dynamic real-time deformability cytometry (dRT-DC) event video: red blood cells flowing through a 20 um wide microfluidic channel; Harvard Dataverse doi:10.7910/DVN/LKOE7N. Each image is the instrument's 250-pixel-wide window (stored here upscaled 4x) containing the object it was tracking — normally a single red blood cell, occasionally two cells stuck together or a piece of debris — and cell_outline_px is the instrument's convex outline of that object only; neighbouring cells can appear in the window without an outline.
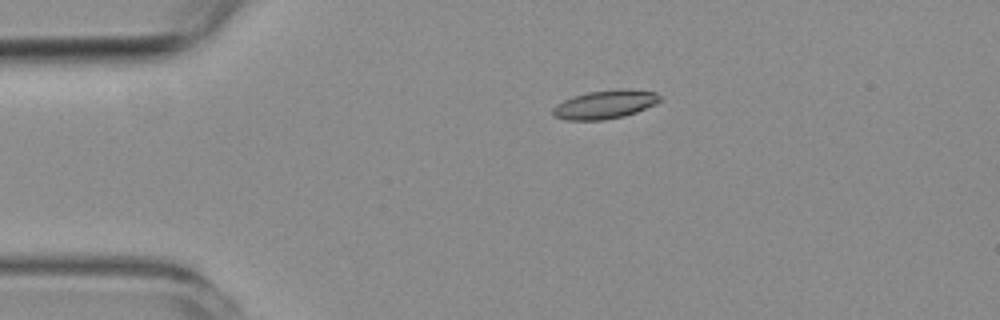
{"species": "common noctule bat (a hibernating species)", "species_latin": "Nyctalus noctula", "temperature_condition": "room temperature", "stored_images_in_passage": 44, "camera_frame_rate_fps": 3000, "um_per_image_px": 0.085, "animal": {"sex": "female", "body_mass_g": 19.3, "forearm_length_mm": 54.1}, "frame": {"image": 1, "passage_image": 1, "time_ms": 0.0, "image_size_px": [1000, 320], "cell_outline_px": [[660, 100], [656, 104], [636, 112], [624, 116], [604, 120], [564, 120], [552, 116], [552, 108], [556, 104], [572, 96], [588, 92], [620, 88], [624, 88], [656, 92], [660, 96]], "centroid_in_image_um": [51.39, 8.88], "position_along_channel_um": 33.6, "area_um2": 18.03}}
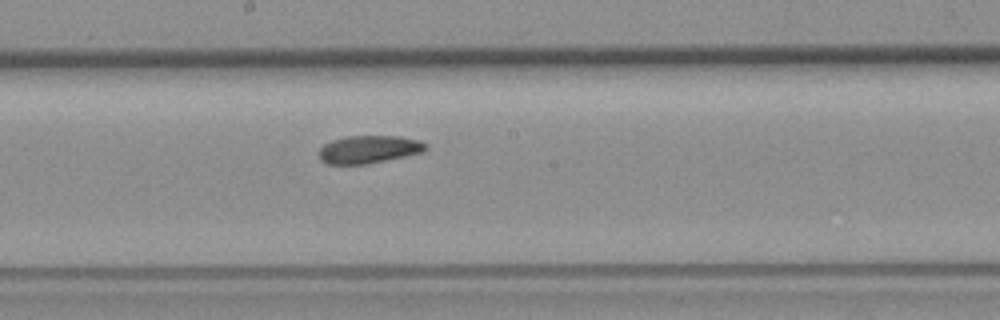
{"frame": {"image": 2, "passage_image": 19, "time_ms": 6.0, "image_size_px": [1000, 320], "cell_outline_px": [[428, 148], [424, 152], [364, 164], [328, 164], [320, 160], [320, 148], [324, 144], [332, 140], [348, 136], [400, 136], [420, 140], [428, 144]], "centroid_in_image_um": [31.38, 12.68], "position_along_channel_um": 216.8, "area_um2": 17.22}}
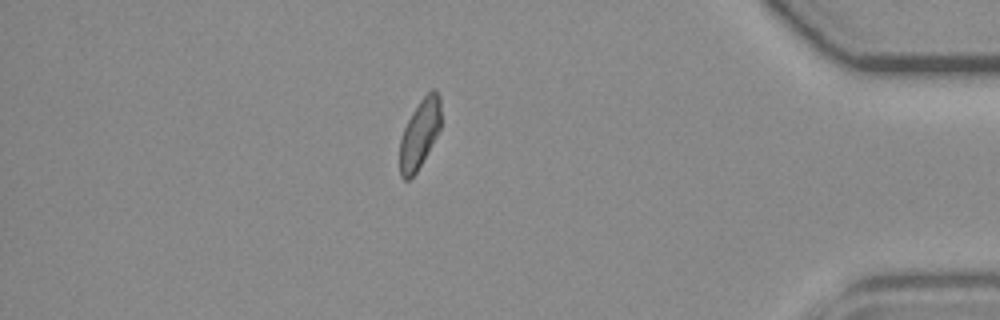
{"frame": {"image": 3, "passage_image": 37, "time_ms": 12.0, "image_size_px": [1000, 320], "cell_outline_px": [[440, 128], [436, 136], [416, 172], [408, 180], [404, 180], [400, 176], [400, 140], [404, 128], [412, 112], [420, 100], [432, 88], [436, 88], [440, 96]], "centroid_in_image_um": [35.67, 11.34], "position_along_channel_um": 399.5, "area_um2": 16.3}, "authors_computed_cell_mechanics": {"area_um2": 17.5134, "velocity_mm_per_s": 3.7386, "shape_relaxation_time_tau1_ms": null, "shape_relaxation_time_tau2_ms": 4.3669, "deformation_change_tau1": null, "deformation_change_tau2": 0.0975}}